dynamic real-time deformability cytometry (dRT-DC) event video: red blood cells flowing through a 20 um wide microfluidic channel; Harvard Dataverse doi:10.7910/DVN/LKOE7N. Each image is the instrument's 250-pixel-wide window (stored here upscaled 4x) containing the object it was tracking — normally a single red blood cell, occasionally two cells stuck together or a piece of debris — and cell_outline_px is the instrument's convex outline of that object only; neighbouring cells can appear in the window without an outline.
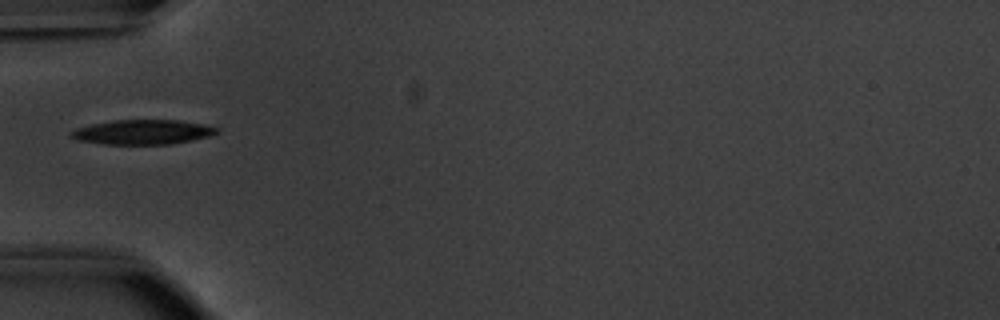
{"species": "common noctule bat (a hibernating species)", "species_latin": "Nyctalus noctula", "temperature_condition": "warm", "stored_images_in_passage": 36, "camera_frame_rate_fps": 3000, "um_per_image_px": 0.085, "animal": {"sex": "male", "body_mass_g": 20.1, "forearm_length_mm": 53.5}, "frame": {"image": 1, "passage_image": 1, "time_ms": 0.0, "image_size_px": [1000, 320], "cell_outline_px": [[220, 132], [212, 136], [172, 144], [104, 144], [80, 140], [72, 136], [72, 132], [76, 128], [92, 124], [112, 120], [176, 120], [204, 124], [220, 128]], "centroid_in_image_um": [12.23, 11.22], "position_along_channel_um": 72.8, "area_um2": 20.87}}
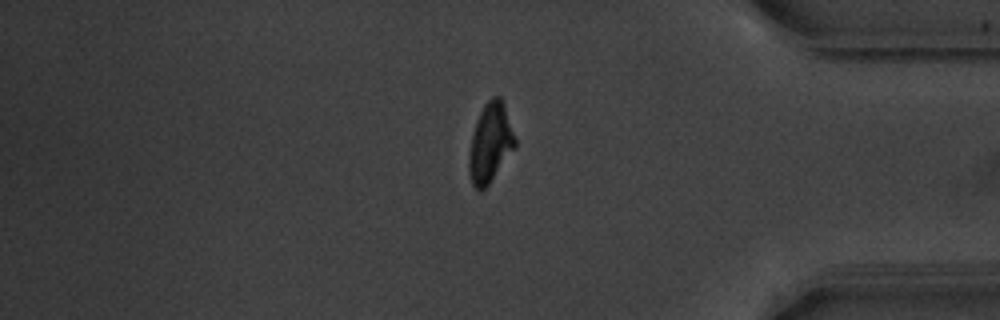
{"frame": {"image": 2, "passage_image": 28, "time_ms": 9.0, "image_size_px": [1000, 320], "cell_outline_px": [[516, 148], [488, 184], [484, 188], [476, 188], [472, 184], [468, 172], [468, 156], [472, 132], [476, 120], [484, 104], [492, 96], [500, 96], [504, 104], [516, 140]], "centroid_in_image_um": [41.66, 12.13], "position_along_channel_um": 393.5, "area_um2": 21.27}}
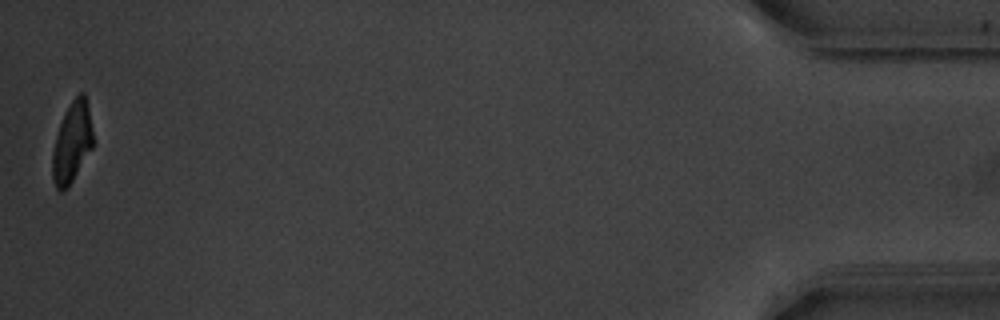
{"frame": {"image": 3, "passage_image": 36, "time_ms": 11.667, "image_size_px": [1000, 320], "cell_outline_px": [[92, 148], [68, 188], [60, 192], [56, 188], [52, 176], [52, 152], [56, 136], [60, 124], [72, 100], [80, 92], [84, 92], [88, 104], [92, 128]], "centroid_in_image_um": [6.12, 12.13], "position_along_channel_um": 429.1, "area_um2": 18.84}, "authors_computed_cell_mechanics": {"area_um2": 21.1259, "velocity_mm_per_s": 3.8065, "shape_relaxation_time_tau1_ms": 3.0263, "shape_relaxation_time_tau2_ms": 1.9608, "deformation_change_tau1": 0.1465, "deformation_change_tau2": 0.0736}}